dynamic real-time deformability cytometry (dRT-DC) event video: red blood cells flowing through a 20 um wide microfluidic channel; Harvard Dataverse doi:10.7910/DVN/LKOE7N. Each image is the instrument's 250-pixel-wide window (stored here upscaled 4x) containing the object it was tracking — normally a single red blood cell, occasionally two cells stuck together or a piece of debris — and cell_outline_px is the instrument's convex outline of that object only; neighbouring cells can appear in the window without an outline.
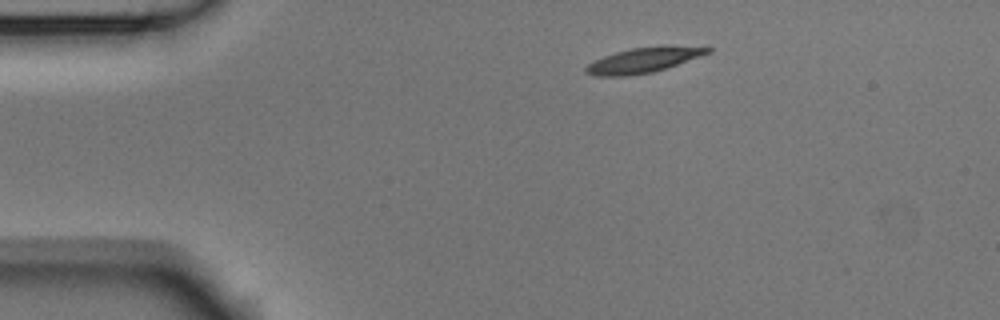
{"species": "Egyptian fruit bat (a non-hibernating species)", "species_latin": "Rousettus aegyptiacus", "temperature_condition": "room temperature", "stored_images_in_passage": 4, "camera_frame_rate_fps": 3000, "um_per_image_px": 0.085, "animal": {"sex": "male"}, "frame": {"image": 1, "passage_image": 1, "time_ms": 0.0, "image_size_px": [1000, 320], "cell_outline_px": [[712, 52], [652, 72], [628, 76], [596, 76], [584, 72], [584, 68], [588, 64], [604, 56], [616, 52], [632, 48], [712, 48]], "centroid_in_image_um": [54.54, 5.17], "position_along_channel_um": 30.5, "area_um2": 16.65}}
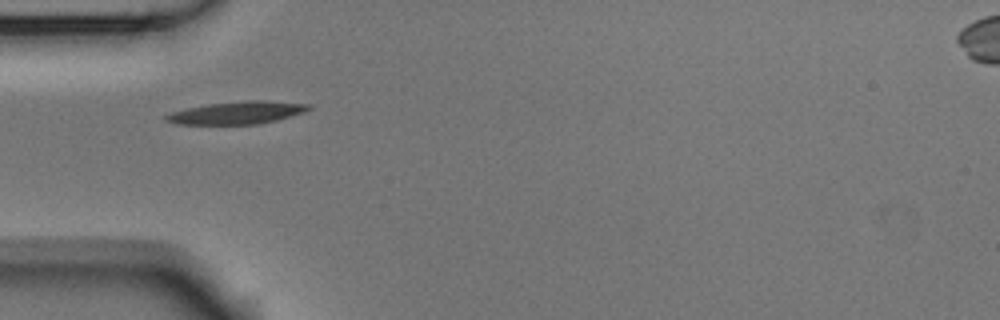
{"frame": {"image": 2, "passage_image": 3, "time_ms": 0.667, "image_size_px": [1000, 320], "cell_outline_px": [[312, 108], [304, 112], [276, 120], [256, 124], [176, 124], [164, 120], [164, 116], [172, 112], [188, 108], [208, 104], [244, 100], [268, 100], [312, 104]], "centroid_in_image_um": [20.19, 9.57], "position_along_channel_um": 64.8, "area_um2": 18.79}}
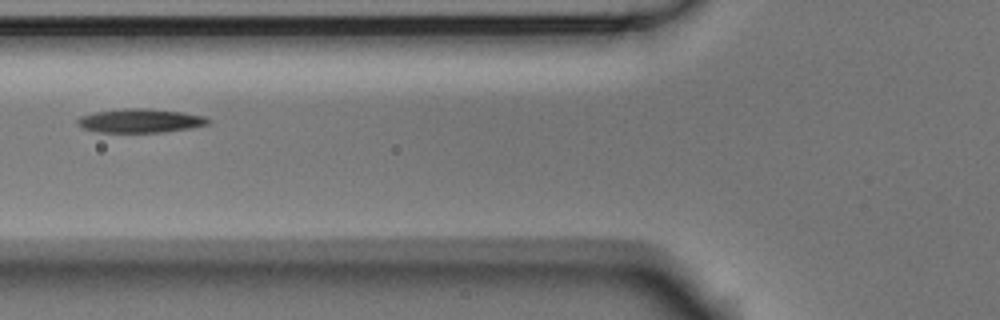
{"frame": {"image": 3, "passage_image": 4, "time_ms": 1.0, "image_size_px": [1000, 320], "cell_outline_px": [[212, 120], [208, 124], [192, 128], [164, 132], [96, 132], [84, 128], [76, 124], [76, 120], [80, 116], [96, 112], [124, 108], [144, 108], [180, 112], [204, 116]], "centroid_in_image_um": [11.92, 10.26], "position_along_channel_um": 113.9, "area_um2": 18.15}}